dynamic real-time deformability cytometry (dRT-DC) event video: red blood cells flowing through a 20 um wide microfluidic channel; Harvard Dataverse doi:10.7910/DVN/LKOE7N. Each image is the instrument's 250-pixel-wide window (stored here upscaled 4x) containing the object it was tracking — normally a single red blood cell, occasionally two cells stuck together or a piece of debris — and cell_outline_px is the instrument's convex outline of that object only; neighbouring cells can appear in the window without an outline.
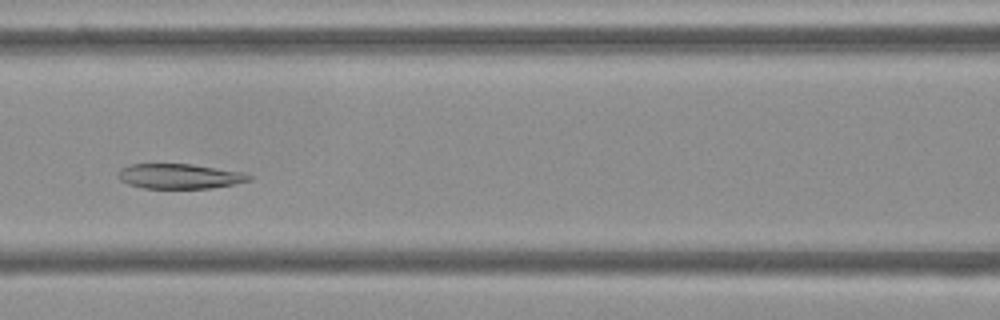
{"species": "Egyptian fruit bat (a non-hibernating species)", "species_latin": "Rousettus aegyptiacus", "temperature_condition": "cold", "stored_images_in_passage": 52, "camera_frame_rate_fps": 3000, "um_per_image_px": 0.085, "frame": {"image": 1, "passage_image": 21, "time_ms": 6.667, "image_size_px": [1000, 320], "cell_outline_px": [[252, 180], [212, 188], [144, 188], [128, 184], [120, 180], [116, 176], [120, 168], [128, 164], [192, 164], [244, 172], [252, 176]], "centroid_in_image_um": [15.24, 14.97], "position_along_channel_um": 151.4, "area_um2": 19.13}}
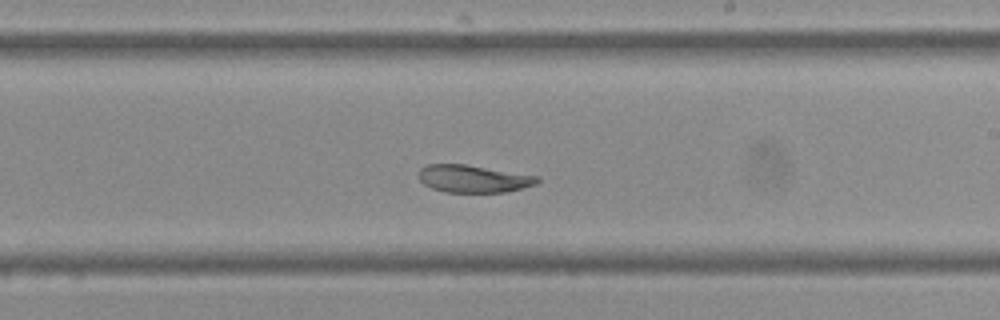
{"frame": {"image": 2, "passage_image": 29, "time_ms": 9.333, "image_size_px": [1000, 320], "cell_outline_px": [[540, 180], [536, 184], [504, 192], [444, 192], [432, 188], [424, 184], [420, 180], [420, 168], [428, 164], [464, 164], [540, 176]], "centroid_in_image_um": [40.24, 15.19], "position_along_channel_um": 248.8, "area_um2": 18.84}}
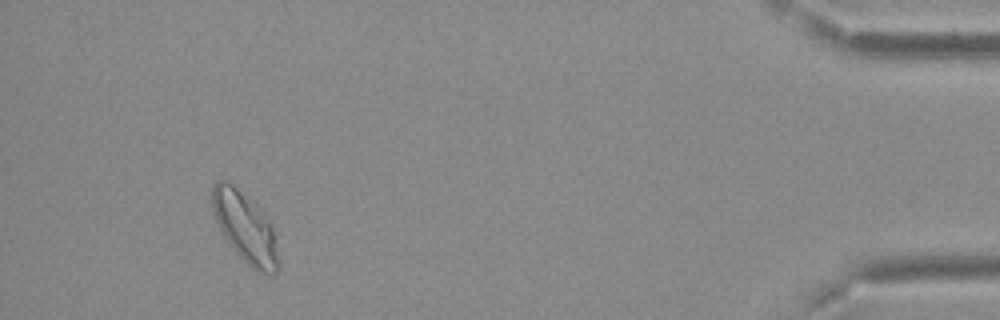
{"frame": {"image": 3, "passage_image": 48, "time_ms": 15.667, "image_size_px": [1000, 320], "cell_outline_px": [[280, 268], [272, 276], [256, 272], [228, 244], [212, 212], [212, 188], [216, 180], [228, 180], [272, 220]], "centroid_in_image_um": [20.86, 19.36], "position_along_channel_um": 414.3, "area_um2": 27.34}, "authors_computed_cell_mechanics": {"area_um2": 22.1952, "velocity_mm_per_s": 3.6689, "shape_relaxation_time_tau1_ms": null, "shape_relaxation_time_tau2_ms": 6.7596, "deformation_change_tau1": null, "deformation_change_tau2": 0.068}}